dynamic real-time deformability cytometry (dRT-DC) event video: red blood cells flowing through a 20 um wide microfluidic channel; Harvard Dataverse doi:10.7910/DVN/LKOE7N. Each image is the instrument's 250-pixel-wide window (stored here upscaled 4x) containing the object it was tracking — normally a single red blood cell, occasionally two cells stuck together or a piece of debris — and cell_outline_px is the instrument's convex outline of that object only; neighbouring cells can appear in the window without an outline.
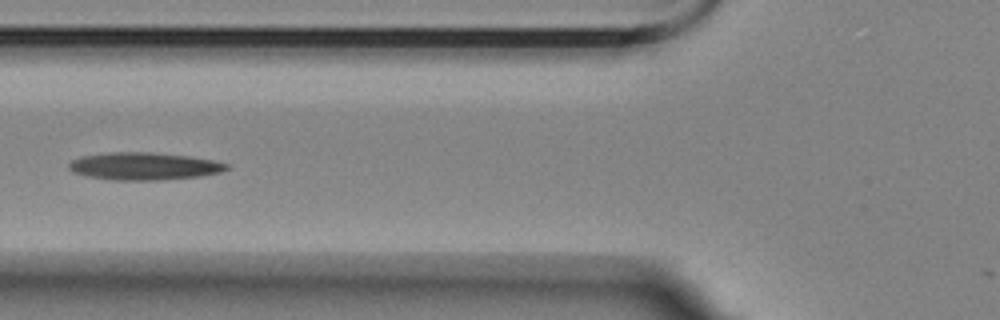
{"species": "Egyptian fruit bat (a non-hibernating species)", "species_latin": "Rousettus aegyptiacus", "temperature_condition": "room temperature", "stored_images_in_passage": 8, "camera_frame_rate_fps": 3000, "um_per_image_px": 0.085, "animal": {"sex": "female"}, "frame": {"image": 1, "passage_image": 4, "time_ms": 9.0, "image_size_px": [1000, 320], "cell_outline_px": [[228, 168], [220, 172], [200, 176], [160, 180], [116, 180], [88, 176], [72, 172], [68, 168], [68, 164], [72, 160], [80, 156], [112, 152], [152, 152], [188, 156], [212, 160], [228, 164]], "centroid_in_image_um": [12.21, 14.12], "position_along_channel_um": 113.6, "area_um2": 25.14}}
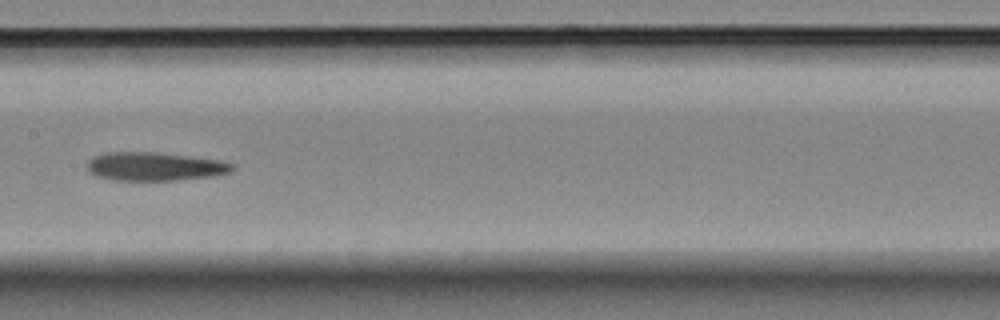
{"frame": {"image": 2, "passage_image": 6, "time_ms": 11.333, "image_size_px": [1000, 320], "cell_outline_px": [[236, 168], [228, 172], [212, 176], [176, 180], [112, 180], [96, 176], [88, 172], [88, 160], [96, 156], [108, 152], [156, 152], [192, 156], [220, 160], [236, 164]], "centroid_in_image_um": [13.17, 14.15], "position_along_channel_um": 194.2, "area_um2": 24.16}}
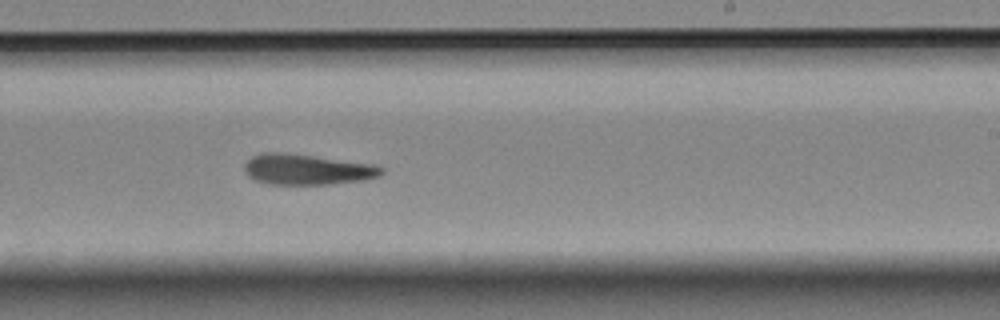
{"frame": {"image": 3, "passage_image": 8, "time_ms": 13.333, "image_size_px": [1000, 320], "cell_outline_px": [[384, 172], [380, 176], [360, 180], [328, 184], [264, 184], [252, 180], [244, 172], [244, 164], [252, 156], [264, 152], [280, 152], [376, 164], [384, 168]], "centroid_in_image_um": [26.06, 14.41], "position_along_channel_um": 262.9, "area_um2": 24.51}}